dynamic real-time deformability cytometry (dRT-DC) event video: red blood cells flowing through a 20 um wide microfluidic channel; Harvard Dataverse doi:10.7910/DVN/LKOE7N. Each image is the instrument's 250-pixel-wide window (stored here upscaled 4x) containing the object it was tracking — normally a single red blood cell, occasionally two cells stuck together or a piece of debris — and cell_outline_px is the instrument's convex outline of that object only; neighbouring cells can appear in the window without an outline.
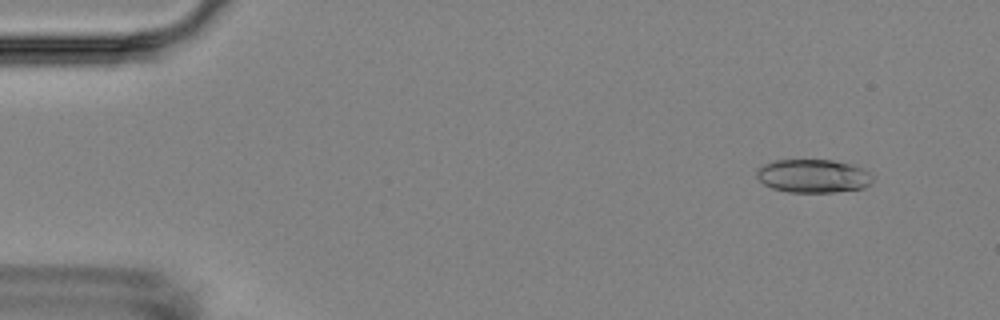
{"species": "Egyptian fruit bat (a non-hibernating species)", "species_latin": "Rousettus aegyptiacus", "temperature_condition": "room temperature", "stored_images_in_passage": 11, "camera_frame_rate_fps": 3000, "um_per_image_px": 0.085, "animal": {"sex": "female"}, "frame": {"image": 1, "passage_image": 2, "time_ms": 1.0, "image_size_px": [1000, 320], "cell_outline_px": [[872, 184], [864, 188], [832, 192], [788, 192], [772, 188], [764, 184], [756, 176], [756, 172], [764, 164], [772, 160], [832, 160], [852, 164], [864, 168], [872, 176]], "centroid_in_image_um": [69.14, 14.96], "position_along_channel_um": 15.9, "area_um2": 22.66}}
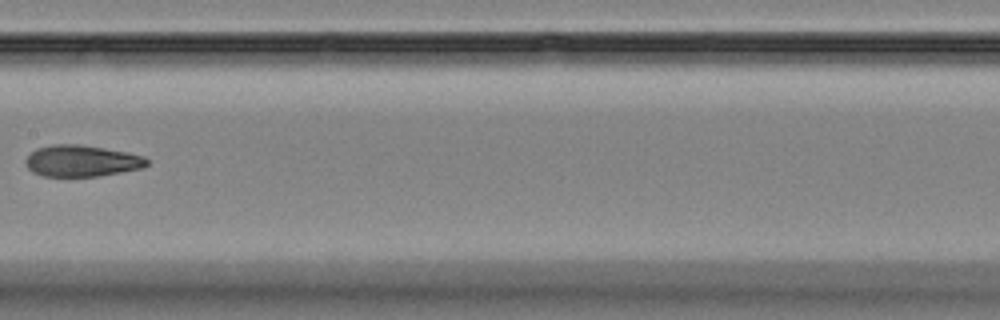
{"frame": {"image": 2, "passage_image": 8, "time_ms": 9.0, "image_size_px": [1000, 320], "cell_outline_px": [[148, 164], [144, 168], [100, 176], [44, 176], [32, 172], [24, 164], [24, 160], [36, 148], [52, 144], [80, 144], [128, 152], [144, 156], [148, 160]], "centroid_in_image_um": [6.95, 13.67], "position_along_channel_um": 200.5, "area_um2": 22.43}}
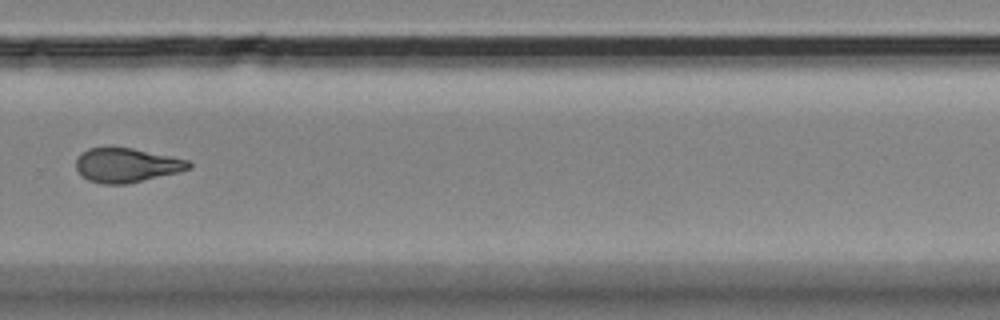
{"frame": {"image": 3, "passage_image": 11, "time_ms": 12.333, "image_size_px": [1000, 320], "cell_outline_px": [[192, 168], [180, 172], [128, 184], [104, 184], [88, 180], [76, 168], [76, 160], [80, 152], [88, 148], [108, 144], [132, 148], [172, 156], [188, 160], [192, 164]], "centroid_in_image_um": [10.75, 14.0], "position_along_channel_um": 319.0, "area_um2": 23.18}}